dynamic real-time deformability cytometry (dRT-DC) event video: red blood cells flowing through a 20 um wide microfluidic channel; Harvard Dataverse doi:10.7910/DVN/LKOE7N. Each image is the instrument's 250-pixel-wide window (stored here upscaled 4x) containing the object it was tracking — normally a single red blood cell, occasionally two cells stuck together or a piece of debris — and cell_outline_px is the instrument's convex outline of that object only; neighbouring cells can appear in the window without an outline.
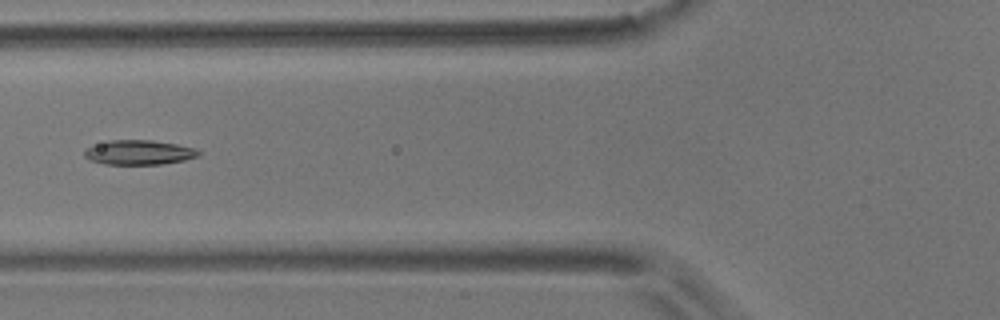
{"species": "common noctule bat (a hibernating species)", "species_latin": "Nyctalus noctula", "temperature_condition": "room temperature", "stored_images_in_passage": 7, "camera_frame_rate_fps": 3000, "um_per_image_px": 0.085, "animal": {"sex": "male", "body_mass_g": 17.9}, "frame": {"image": 1, "passage_image": 5, "time_ms": 1.333, "image_size_px": [1000, 320], "cell_outline_px": [[200, 156], [184, 160], [164, 164], [104, 164], [88, 160], [84, 156], [84, 152], [88, 148], [108, 140], [152, 140], [176, 144], [196, 148], [200, 152]], "centroid_in_image_um": [11.83, 12.96], "position_along_channel_um": 114.0, "area_um2": 16.36}}
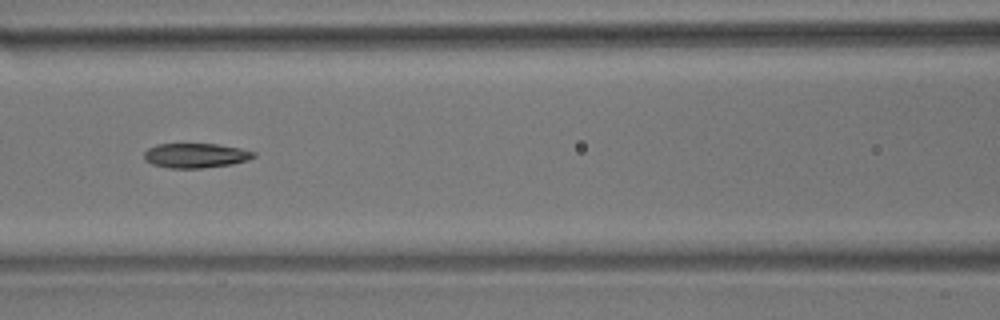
{"frame": {"image": 2, "passage_image": 6, "time_ms": 1.667, "image_size_px": [1000, 320], "cell_outline_px": [[256, 156], [248, 160], [232, 164], [200, 168], [168, 168], [152, 164], [144, 160], [144, 152], [148, 148], [156, 144], [216, 144], [240, 148], [256, 152]], "centroid_in_image_um": [16.62, 13.22], "position_along_channel_um": 150.0, "area_um2": 15.78}}
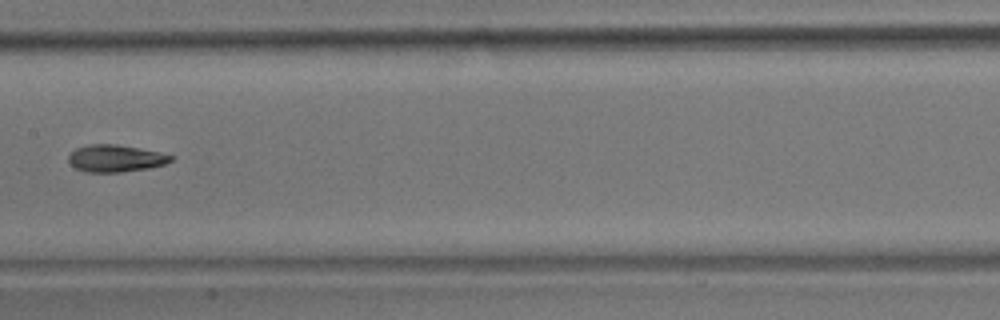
{"frame": {"image": 3, "passage_image": 7, "time_ms": 2.0, "image_size_px": [1000, 320], "cell_outline_px": [[176, 156], [172, 160], [164, 164], [148, 168], [120, 172], [84, 172], [76, 168], [68, 160], [68, 156], [76, 148], [88, 144], [116, 144], [160, 152]], "centroid_in_image_um": [9.83, 13.46], "position_along_channel_um": 197.6, "area_um2": 16.13}}